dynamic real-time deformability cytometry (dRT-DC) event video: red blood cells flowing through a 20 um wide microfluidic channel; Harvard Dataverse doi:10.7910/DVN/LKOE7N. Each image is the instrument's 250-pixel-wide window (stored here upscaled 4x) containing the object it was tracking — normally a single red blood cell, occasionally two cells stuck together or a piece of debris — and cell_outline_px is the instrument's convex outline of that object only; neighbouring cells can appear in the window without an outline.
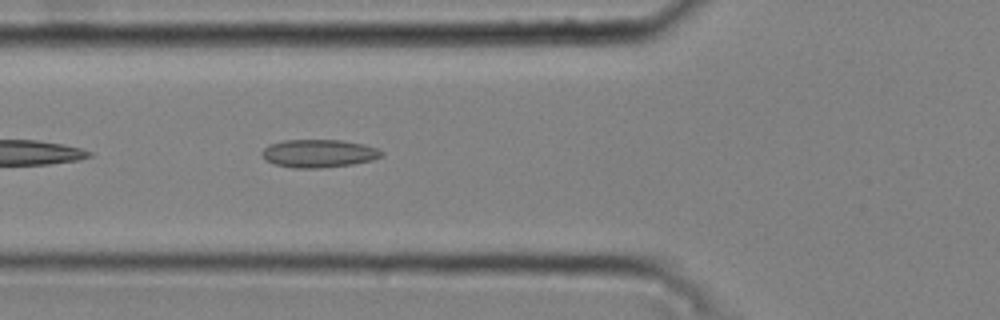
{"species": "common noctule bat (a hibernating species)", "species_latin": "Nyctalus noctula", "temperature_condition": "cold", "stored_images_in_passage": 37, "camera_frame_rate_fps": 3000, "um_per_image_px": 0.085, "animal": {"sex": "male", "body_mass_g": 20.4}, "frame": {"image": 1, "passage_image": 5, "time_ms": 1.333, "image_size_px": [1000, 320], "cell_outline_px": [[384, 156], [372, 160], [352, 164], [320, 168], [292, 168], [272, 164], [264, 160], [260, 156], [260, 152], [268, 144], [284, 140], [340, 140], [380, 148], [384, 152]], "centroid_in_image_um": [27.05, 13.05], "position_along_channel_um": 98.8, "area_um2": 19.83}}
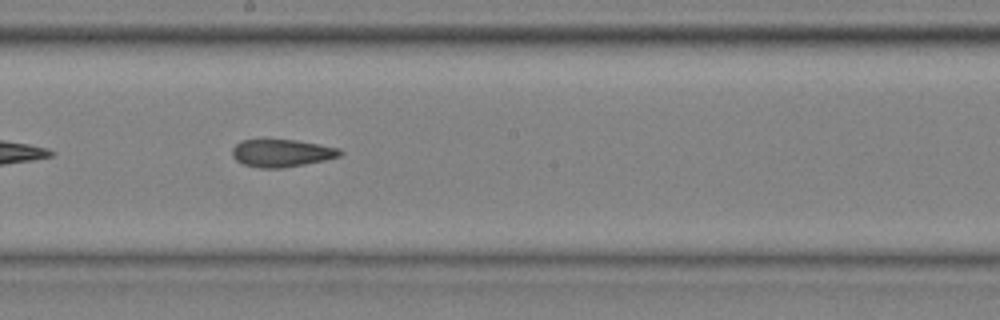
{"frame": {"image": 2, "passage_image": 15, "time_ms": 4.667, "image_size_px": [1000, 320], "cell_outline_px": [[344, 152], [340, 156], [324, 160], [304, 164], [280, 168], [260, 168], [244, 164], [236, 160], [232, 156], [232, 148], [240, 140], [296, 140], [340, 148]], "centroid_in_image_um": [23.94, 13.01], "position_along_channel_um": 224.3, "area_um2": 17.22}}
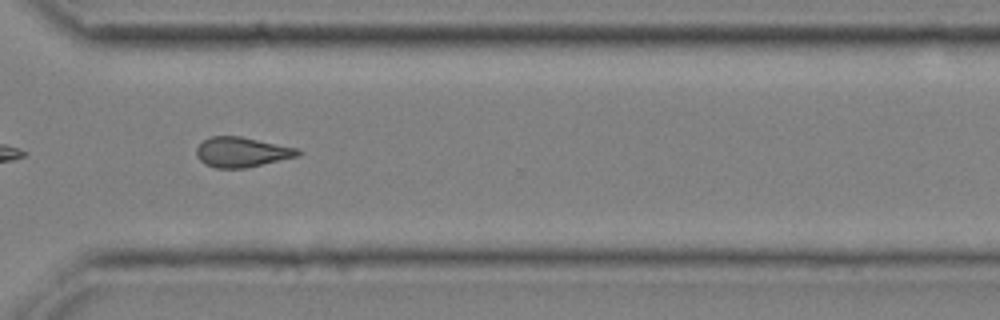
{"frame": {"image": 3, "passage_image": 25, "time_ms": 8.0, "image_size_px": [1000, 320], "cell_outline_px": [[304, 152], [300, 156], [244, 168], [216, 168], [204, 164], [196, 156], [196, 148], [208, 136], [240, 136], [300, 148]], "centroid_in_image_um": [20.59, 12.92], "position_along_channel_um": 350.0, "area_um2": 17.98}, "authors_computed_cell_mechanics": {"area_um2": 17.918, "velocity_mm_per_s": 3.766, "shape_relaxation_time_tau1_ms": null, "shape_relaxation_time_tau2_ms": 5.2623, "deformation_change_tau1": null, "deformation_change_tau2": 0.1305}}